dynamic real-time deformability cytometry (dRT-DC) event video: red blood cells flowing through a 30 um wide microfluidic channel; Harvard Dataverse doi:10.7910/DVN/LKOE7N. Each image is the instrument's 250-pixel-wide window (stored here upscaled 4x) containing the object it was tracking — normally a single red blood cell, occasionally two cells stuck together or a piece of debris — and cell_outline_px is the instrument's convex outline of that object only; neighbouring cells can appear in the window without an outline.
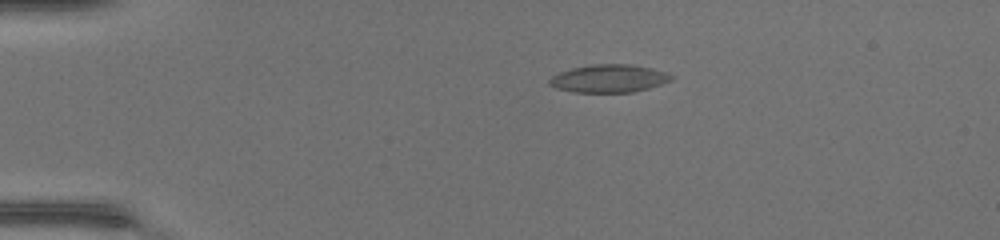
{"species": "common noctule bat (a hibernating species)", "species_latin": "Nyctalus noctula", "temperature_condition": "warm", "stored_images_in_passage": 38, "camera_frame_rate_fps": 3000, "um_per_image_px": 0.085, "animal": {"sex": "female", "body_mass_g": 17.0, "forearm_length_mm": 48.0}, "frame": {"image": 1, "passage_image": 1, "time_ms": 0.0, "image_size_px": [1000, 240], "cell_outline_px": [[676, 76], [672, 80], [648, 88], [632, 92], [572, 92], [556, 88], [548, 84], [548, 80], [552, 76], [560, 72], [572, 68], [592, 64], [632, 64], [652, 68], [668, 72]], "centroid_in_image_um": [51.78, 6.66], "position_along_channel_um": 33.2, "area_um2": 19.94}}
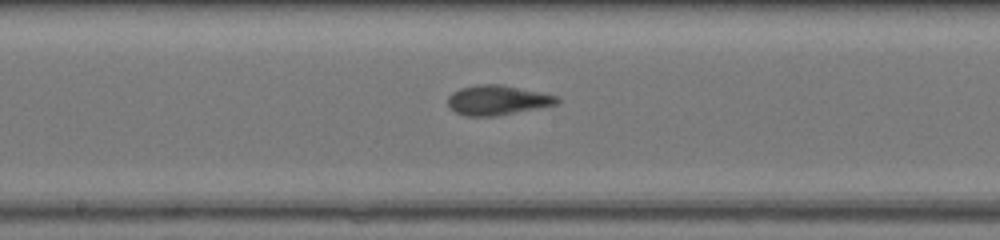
{"frame": {"image": 2, "passage_image": 17, "time_ms": 5.333, "image_size_px": [1000, 240], "cell_outline_px": [[560, 100], [556, 104], [496, 116], [464, 116], [456, 112], [448, 104], [448, 96], [452, 92], [460, 88], [476, 84], [504, 84], [560, 96]], "centroid_in_image_um": [42.28, 8.49], "position_along_channel_um": 205.9, "area_um2": 19.02}}
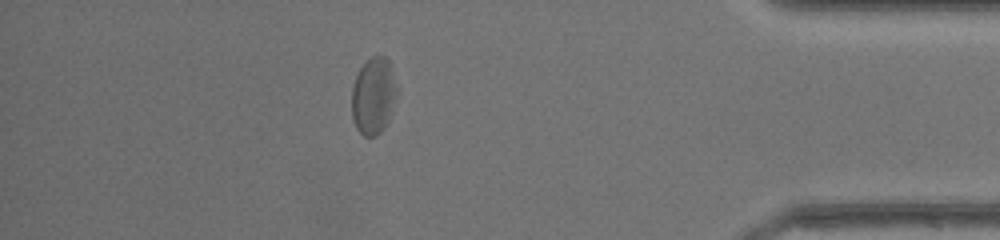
{"frame": {"image": 3, "passage_image": 33, "time_ms": 10.667, "image_size_px": [1000, 240], "cell_outline_px": [[392, 100], [388, 120], [384, 128], [380, 132], [372, 136], [364, 136], [356, 128], [352, 120], [352, 88], [356, 76], [360, 68], [372, 56], [384, 56], [388, 60], [392, 84]], "centroid_in_image_um": [31.63, 8.19], "position_along_channel_um": 403.6, "area_um2": 18.9}, "authors_computed_cell_mechanics": {"area_um2": 19.3919, "velocity_mm_per_s": 4.3984, "shape_relaxation_time_tau1_ms": 4.7155, "shape_relaxation_time_tau2_ms": 1.3022, "deformation_change_tau1": 0.1738, "deformation_change_tau2": 0.0776}}